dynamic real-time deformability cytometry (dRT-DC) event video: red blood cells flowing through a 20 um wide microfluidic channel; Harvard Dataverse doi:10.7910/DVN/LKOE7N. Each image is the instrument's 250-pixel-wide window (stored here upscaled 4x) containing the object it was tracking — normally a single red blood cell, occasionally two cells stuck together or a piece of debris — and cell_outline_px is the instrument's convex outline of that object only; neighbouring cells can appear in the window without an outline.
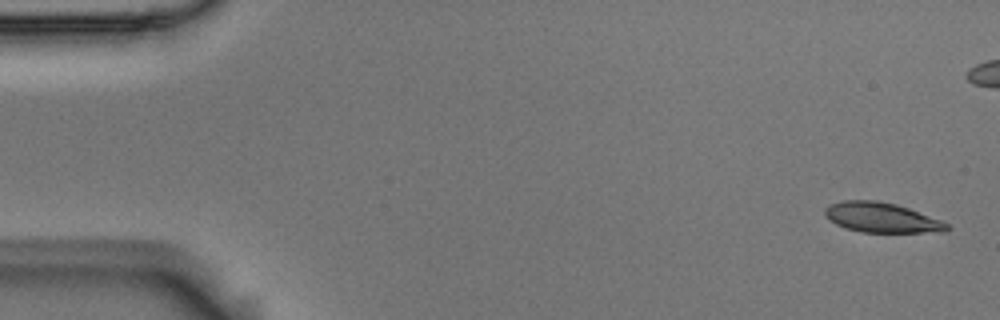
{"species": "Egyptian fruit bat (a non-hibernating species)", "species_latin": "Rousettus aegyptiacus", "temperature_condition": "room temperature", "stored_images_in_passage": 6, "camera_frame_rate_fps": 3000, "um_per_image_px": 0.085, "animal": {"sex": "male"}, "frame": {"image": 1, "passage_image": 1, "time_ms": 0.0, "image_size_px": [1000, 320], "cell_outline_px": [[952, 228], [944, 232], [860, 232], [844, 228], [836, 224], [824, 212], [824, 208], [828, 204], [844, 200], [876, 200], [896, 204], [908, 208], [940, 220], [948, 224]], "centroid_in_image_um": [74.93, 18.49], "position_along_channel_um": 10.1, "area_um2": 21.21}}